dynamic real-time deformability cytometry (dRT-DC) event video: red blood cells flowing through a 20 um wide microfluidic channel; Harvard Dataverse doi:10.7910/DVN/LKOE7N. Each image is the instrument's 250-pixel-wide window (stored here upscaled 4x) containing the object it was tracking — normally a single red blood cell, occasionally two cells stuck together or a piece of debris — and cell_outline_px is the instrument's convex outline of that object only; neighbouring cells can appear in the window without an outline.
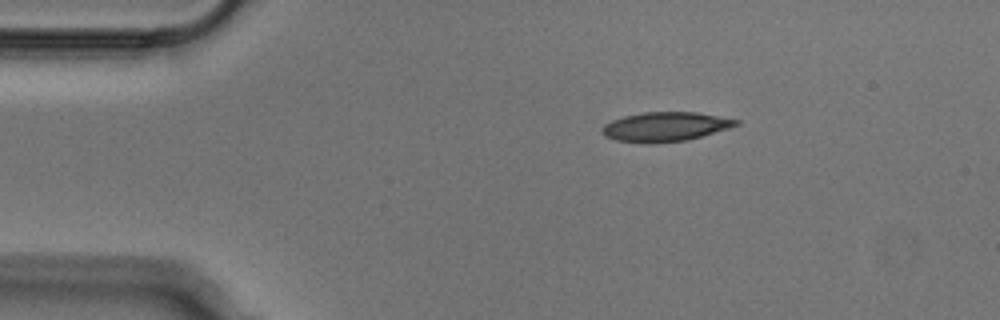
{"species": "Egyptian fruit bat (a non-hibernating species)", "species_latin": "Rousettus aegyptiacus", "temperature_condition": "cold", "stored_images_in_passage": 44, "camera_frame_rate_fps": 3000, "um_per_image_px": 0.085, "animal": {"sex": "male"}, "frame": {"image": 1, "passage_image": 1, "time_ms": 0.0, "image_size_px": [1000, 320], "cell_outline_px": [[740, 124], [728, 128], [688, 140], [656, 144], [652, 144], [616, 140], [604, 136], [600, 128], [604, 124], [612, 120], [624, 116], [644, 112], [696, 112], [740, 120]], "centroid_in_image_um": [56.52, 10.78], "position_along_channel_um": 28.5, "area_um2": 23.0}}
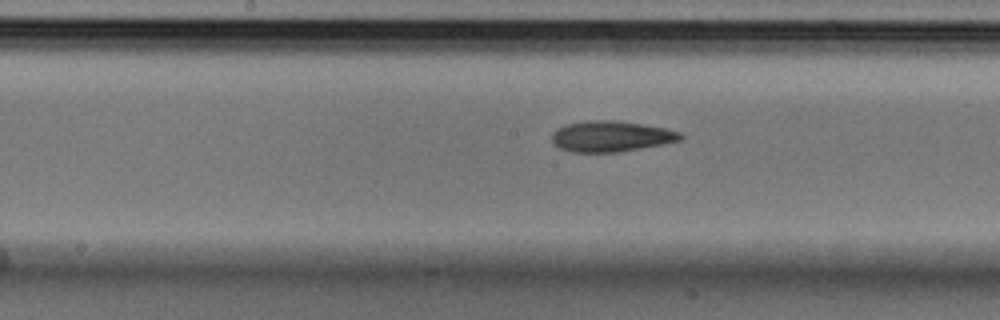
{"frame": {"image": 2, "passage_image": 18, "time_ms": 5.667, "image_size_px": [1000, 320], "cell_outline_px": [[684, 136], [680, 140], [664, 144], [620, 152], [572, 152], [560, 148], [552, 144], [552, 132], [568, 124], [584, 120], [612, 120], [640, 124], [664, 128], [680, 132]], "centroid_in_image_um": [51.93, 11.6], "position_along_channel_um": 196.3, "area_um2": 23.0}}
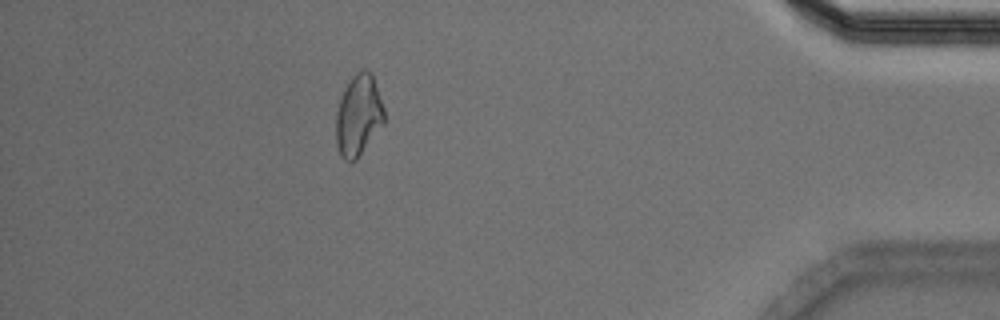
{"frame": {"image": 3, "passage_image": 38, "time_ms": 12.333, "image_size_px": [1000, 320], "cell_outline_px": [[384, 124], [356, 160], [344, 160], [340, 156], [336, 144], [336, 112], [344, 88], [352, 76], [356, 72], [364, 68], [368, 68], [372, 72], [384, 108]], "centroid_in_image_um": [30.47, 9.78], "position_along_channel_um": 404.7, "area_um2": 23.0}}